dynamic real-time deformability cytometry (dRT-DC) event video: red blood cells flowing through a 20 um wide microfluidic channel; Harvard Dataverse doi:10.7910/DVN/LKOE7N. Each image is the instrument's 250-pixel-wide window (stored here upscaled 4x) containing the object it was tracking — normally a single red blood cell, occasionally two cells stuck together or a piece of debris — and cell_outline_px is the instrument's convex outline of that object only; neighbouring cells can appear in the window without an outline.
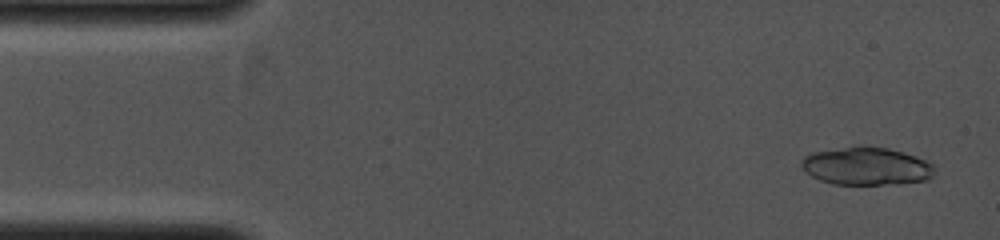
{"species": "common noctule bat (a hibernating species)", "species_latin": "Nyctalus noctula", "temperature_condition": "cold", "stored_images_in_passage": 9, "camera_frame_rate_fps": 4000, "um_per_image_px": 0.085, "animal": {"sex": "female", "body_mass_g": 19.0, "forearm_length_mm": 53.3}, "frame": {"image": 1, "passage_image": 2, "time_ms": 0.25, "image_size_px": [1000, 240], "cell_outline_px": [[932, 176], [928, 180], [896, 184], [832, 184], [820, 180], [812, 176], [800, 164], [804, 156], [812, 152], [844, 148], [888, 148], [916, 156], [932, 164]], "centroid_in_image_um": [73.64, 14.15], "position_along_channel_um": 11.4, "area_um2": 28.61}}